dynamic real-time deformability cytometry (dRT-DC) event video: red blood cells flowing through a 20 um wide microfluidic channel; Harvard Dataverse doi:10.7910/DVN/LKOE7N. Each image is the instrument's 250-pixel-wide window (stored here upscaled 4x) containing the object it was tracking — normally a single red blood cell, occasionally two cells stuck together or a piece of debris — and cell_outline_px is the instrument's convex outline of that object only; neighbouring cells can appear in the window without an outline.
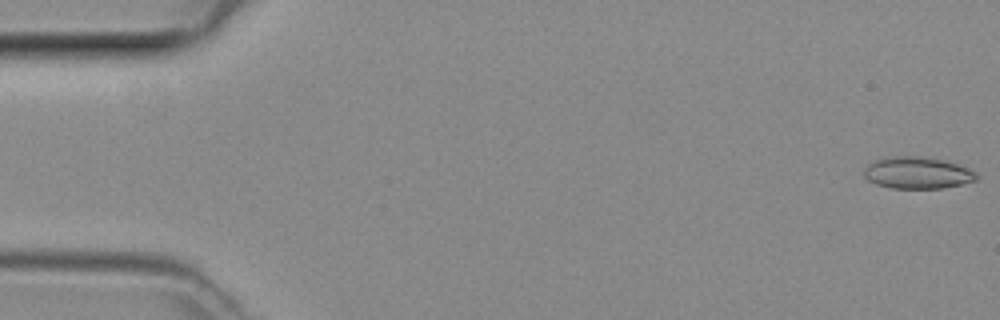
{"species": "common noctule bat (a hibernating species)", "species_latin": "Nyctalus noctula", "temperature_condition": "room temperature", "stored_images_in_passage": 8, "camera_frame_rate_fps": 3000, "um_per_image_px": 0.085, "animal": {"sex": "female", "body_mass_g": 29.2, "forearm_length_mm": 56.3}, "frame": {"image": 1, "passage_image": 1, "time_ms": 0.0, "image_size_px": [1000, 320], "cell_outline_px": [[976, 180], [944, 188], [892, 188], [876, 184], [868, 180], [864, 176], [864, 168], [868, 160], [888, 156], [928, 156], [948, 160], [960, 164], [976, 172]], "centroid_in_image_um": [77.93, 14.65], "position_along_channel_um": 7.1, "area_um2": 21.39}}